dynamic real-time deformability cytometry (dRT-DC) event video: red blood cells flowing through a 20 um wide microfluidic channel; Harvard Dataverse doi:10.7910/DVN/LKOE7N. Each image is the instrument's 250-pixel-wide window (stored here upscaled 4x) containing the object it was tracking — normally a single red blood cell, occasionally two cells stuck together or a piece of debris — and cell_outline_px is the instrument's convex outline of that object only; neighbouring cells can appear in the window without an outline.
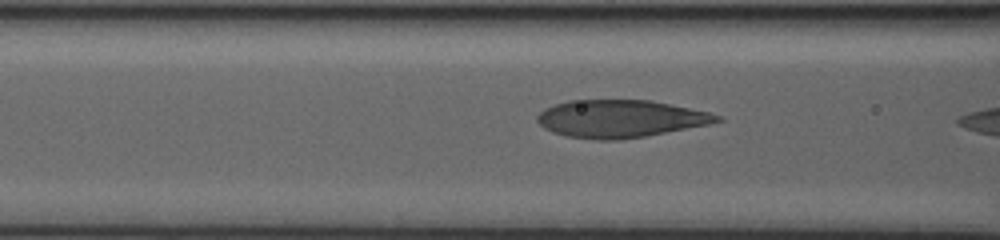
{"species": "human", "species_latin": "Homo sapiens", "temperature_condition": "warm", "stored_images_in_passage": 43, "camera_frame_rate_fps": 3000, "um_per_image_px": 0.085, "donor": {"sex": "male"}, "frame": {"image": 1, "passage_image": 10, "time_ms": 1.667, "image_size_px": [1000, 240], "cell_outline_px": [[724, 120], [708, 124], [644, 136], [616, 140], [600, 140], [568, 136], [552, 132], [544, 128], [536, 120], [536, 116], [544, 108], [568, 100], [652, 100], [708, 112], [720, 116]], "centroid_in_image_um": [52.68, 10.08], "position_along_channel_um": 113.9, "area_um2": 39.02}}
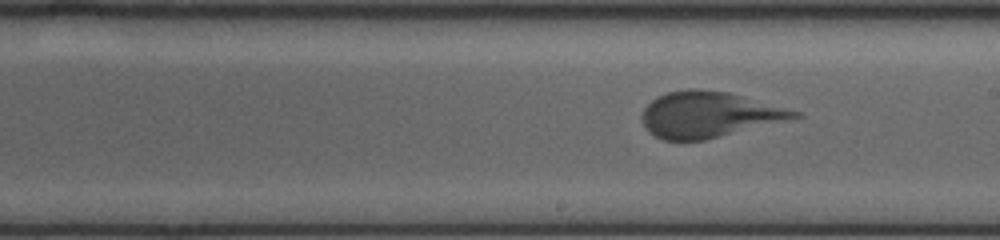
{"frame": {"image": 2, "passage_image": 29, "time_ms": 8.0, "image_size_px": [1000, 240], "cell_outline_px": [[804, 116], [704, 140], [664, 140], [648, 132], [644, 128], [640, 116], [644, 108], [656, 96], [668, 92], [688, 88], [700, 88], [728, 92], [800, 112]], "centroid_in_image_um": [60.19, 9.73], "position_along_channel_um": 228.8, "area_um2": 40.52}}
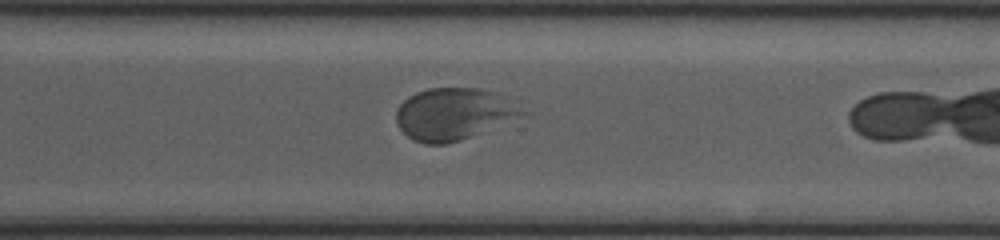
{"frame": {"image": 3, "passage_image": 42, "time_ms": 13.667, "image_size_px": [1000, 240], "cell_outline_px": [[532, 112], [460, 140], [448, 144], [424, 144], [412, 140], [396, 124], [396, 112], [400, 104], [408, 96], [416, 92], [428, 88], [484, 88], [500, 92], [508, 96]], "centroid_in_image_um": [38.63, 9.66], "position_along_channel_um": 332.0, "area_um2": 38.78}}